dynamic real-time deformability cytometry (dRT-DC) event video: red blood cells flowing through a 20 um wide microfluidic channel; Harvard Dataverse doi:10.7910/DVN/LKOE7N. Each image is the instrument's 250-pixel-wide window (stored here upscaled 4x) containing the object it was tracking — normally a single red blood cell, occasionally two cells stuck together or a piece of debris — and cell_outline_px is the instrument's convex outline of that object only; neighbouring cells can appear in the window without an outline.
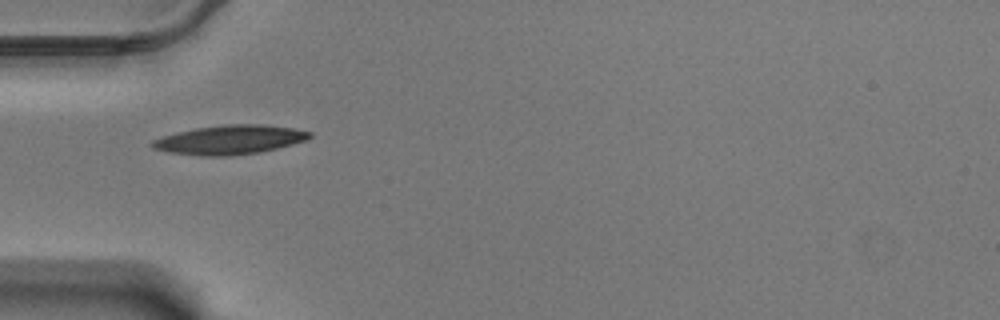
{"species": "Egyptian fruit bat (a non-hibernating species)", "species_latin": "Rousettus aegyptiacus", "temperature_condition": "warm", "stored_images_in_passage": 21, "camera_frame_rate_fps": 3000, "um_per_image_px": 0.085, "animal": {"sex": "male"}, "frame": {"image": 1, "passage_image": 1, "time_ms": 0.0, "image_size_px": [1000, 320], "cell_outline_px": [[312, 136], [308, 140], [260, 152], [228, 156], [200, 156], [168, 152], [152, 148], [148, 144], [152, 140], [164, 136], [196, 128], [224, 124], [264, 124], [292, 128], [312, 132]], "centroid_in_image_um": [19.53, 11.88], "position_along_channel_um": 65.5, "area_um2": 26.76}}
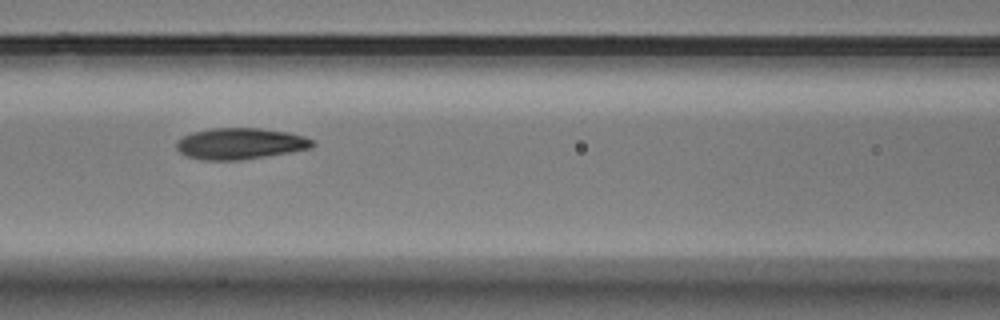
{"frame": {"image": 2, "passage_image": 8, "time_ms": 2.333, "image_size_px": [1000, 320], "cell_outline_px": [[316, 144], [312, 148], [240, 160], [200, 160], [188, 156], [180, 152], [176, 148], [176, 140], [192, 132], [212, 128], [260, 128], [288, 132], [304, 136], [312, 140]], "centroid_in_image_um": [20.4, 12.2], "position_along_channel_um": 146.2, "area_um2": 24.74}}
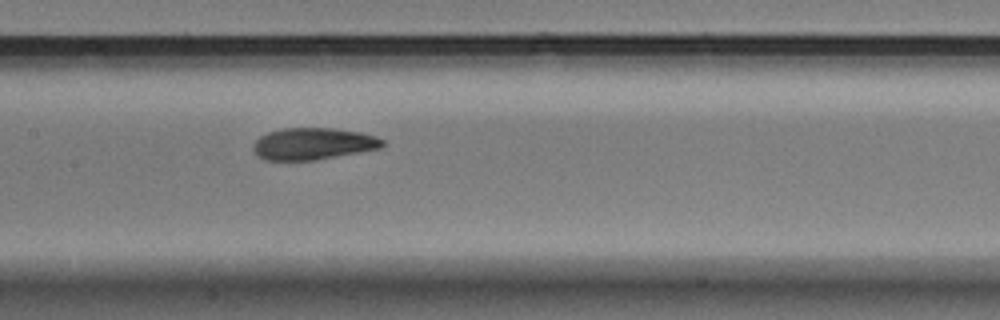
{"frame": {"image": 3, "passage_image": 11, "time_ms": 3.333, "image_size_px": [1000, 320], "cell_outline_px": [[384, 144], [380, 148], [360, 152], [316, 160], [264, 160], [256, 156], [252, 148], [252, 144], [260, 136], [268, 132], [284, 128], [332, 128], [360, 132], [376, 136], [384, 140]], "centroid_in_image_um": [26.58, 12.22], "position_along_channel_um": 180.8, "area_um2": 24.1}}